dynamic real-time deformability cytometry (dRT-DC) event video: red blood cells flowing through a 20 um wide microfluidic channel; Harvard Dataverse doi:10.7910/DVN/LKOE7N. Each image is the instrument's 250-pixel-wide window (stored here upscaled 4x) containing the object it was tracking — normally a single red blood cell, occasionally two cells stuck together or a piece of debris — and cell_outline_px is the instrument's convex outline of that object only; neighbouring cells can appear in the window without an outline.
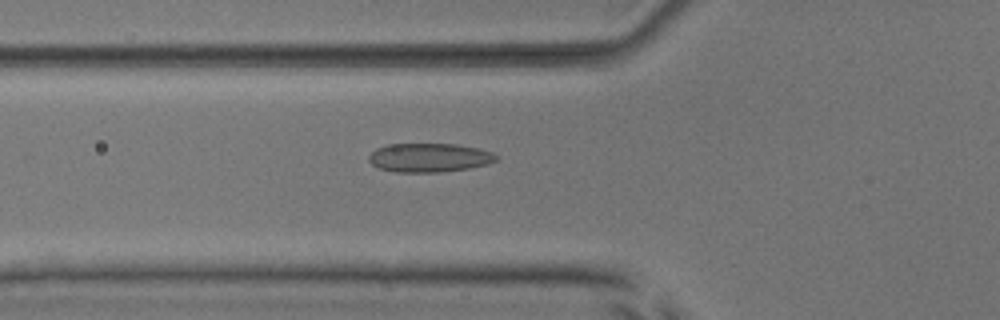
{"species": "common noctule bat (a hibernating species)", "species_latin": "Nyctalus noctula", "temperature_condition": "room temperature", "stored_images_in_passage": 49, "camera_frame_rate_fps": 3000, "um_per_image_px": 0.085, "animal": {"sex": "male", "body_mass_g": 17.9, "forearm_length_mm": 54.2}, "frame": {"image": 1, "passage_image": 15, "time_ms": 4.667, "image_size_px": [1000, 320], "cell_outline_px": [[500, 160], [488, 164], [468, 168], [440, 172], [396, 172], [380, 168], [372, 164], [368, 160], [368, 156], [376, 148], [388, 144], [456, 144], [476, 148], [492, 152], [500, 156]], "centroid_in_image_um": [36.52, 13.4], "position_along_channel_um": 89.3, "area_um2": 21.5}}
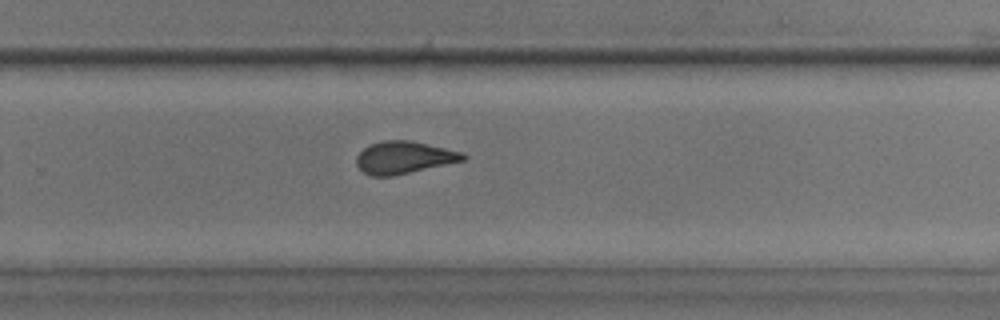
{"frame": {"image": 2, "passage_image": 31, "time_ms": 10.0, "image_size_px": [1000, 320], "cell_outline_px": [[468, 156], [464, 160], [392, 176], [372, 176], [364, 172], [356, 164], [356, 156], [368, 144], [384, 140], [412, 140], [464, 152]], "centroid_in_image_um": [34.34, 13.37], "position_along_channel_um": 295.5, "area_um2": 20.11}}
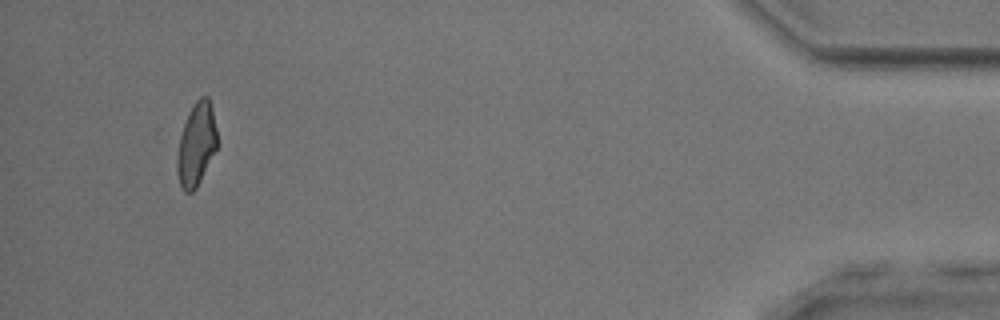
{"frame": {"image": 3, "passage_image": 46, "time_ms": 15.0, "image_size_px": [1000, 320], "cell_outline_px": [[216, 148], [196, 188], [192, 192], [184, 192], [180, 184], [176, 168], [176, 156], [180, 136], [188, 112], [196, 100], [200, 96], [208, 96], [212, 108], [216, 128]], "centroid_in_image_um": [16.66, 12.25], "position_along_channel_um": 418.5, "area_um2": 19.13}, "authors_computed_cell_mechanics": {"area_um2": 20.4612, "velocity_mm_per_s": 3.8671, "shape_relaxation_time_tau1_ms": null, "shape_relaxation_time_tau2_ms": 1.7544, "deformation_change_tau1": null, "deformation_change_tau2": 0.0945}}